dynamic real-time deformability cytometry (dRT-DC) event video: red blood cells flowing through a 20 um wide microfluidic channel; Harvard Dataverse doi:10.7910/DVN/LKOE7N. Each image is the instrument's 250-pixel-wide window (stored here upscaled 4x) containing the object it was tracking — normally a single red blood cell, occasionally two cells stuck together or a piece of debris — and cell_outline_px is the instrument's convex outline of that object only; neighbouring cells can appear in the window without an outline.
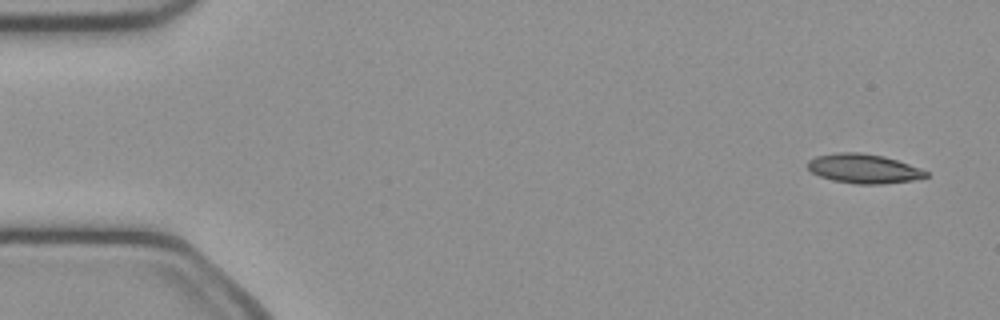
{"species": "common noctule bat (a hibernating species)", "species_latin": "Nyctalus noctula", "temperature_condition": "cold", "stored_images_in_passage": 52, "segment_of_instrument_passage": [1, 2], "camera_frame_rate_fps": 3000, "um_per_image_px": 0.085, "animal": {"sex": "female", "body_mass_g": 21.9}, "frame": {"image": 1, "passage_image": 3, "time_ms": 0.667, "image_size_px": [1000, 320], "cell_outline_px": [[928, 176], [912, 180], [880, 184], [856, 184], [832, 180], [820, 176], [812, 172], [808, 168], [808, 160], [816, 156], [836, 152], [860, 152], [884, 156], [920, 168], [928, 172]], "centroid_in_image_um": [73.39, 14.32], "position_along_channel_um": 11.6, "area_um2": 20.11}}
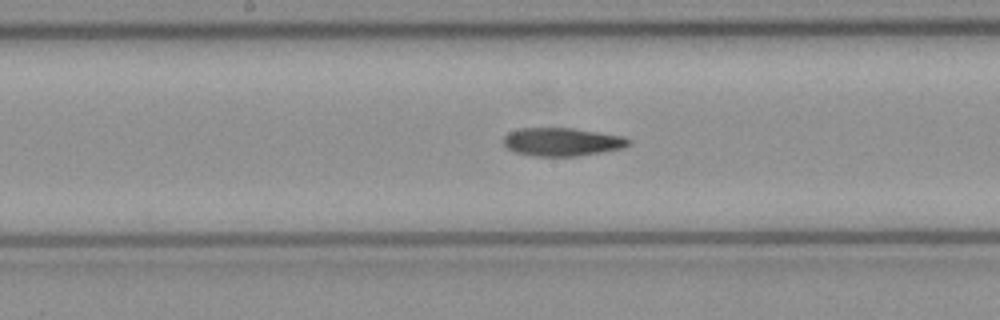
{"frame": {"image": 2, "passage_image": 26, "time_ms": 8.333, "image_size_px": [1000, 320], "cell_outline_px": [[632, 144], [624, 148], [604, 152], [576, 156], [532, 156], [516, 152], [508, 148], [504, 144], [504, 136], [508, 132], [520, 128], [572, 128], [624, 136], [632, 140]], "centroid_in_image_um": [47.83, 12.06], "position_along_channel_um": 200.4, "area_um2": 20.75}}
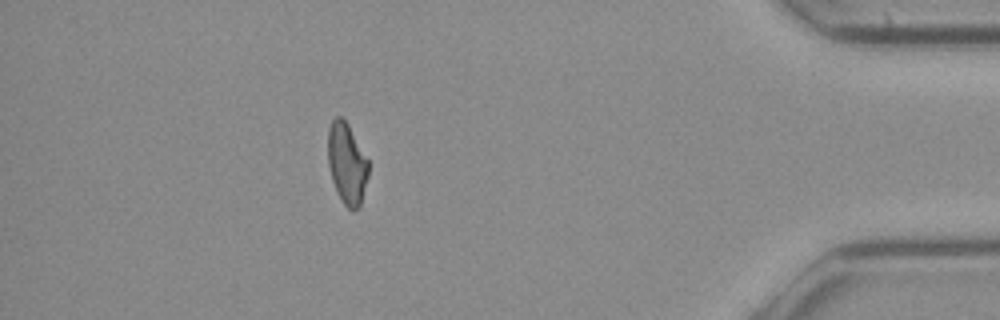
{"frame": {"image": 3, "passage_image": 45, "time_ms": 14.667, "image_size_px": [1000, 320], "cell_outline_px": [[368, 176], [360, 208], [352, 212], [344, 204], [336, 192], [332, 180], [328, 164], [328, 128], [332, 120], [336, 116], [340, 116], [348, 124], [368, 160]], "centroid_in_image_um": [29.48, 13.93], "position_along_channel_um": 405.7, "area_um2": 19.25}}